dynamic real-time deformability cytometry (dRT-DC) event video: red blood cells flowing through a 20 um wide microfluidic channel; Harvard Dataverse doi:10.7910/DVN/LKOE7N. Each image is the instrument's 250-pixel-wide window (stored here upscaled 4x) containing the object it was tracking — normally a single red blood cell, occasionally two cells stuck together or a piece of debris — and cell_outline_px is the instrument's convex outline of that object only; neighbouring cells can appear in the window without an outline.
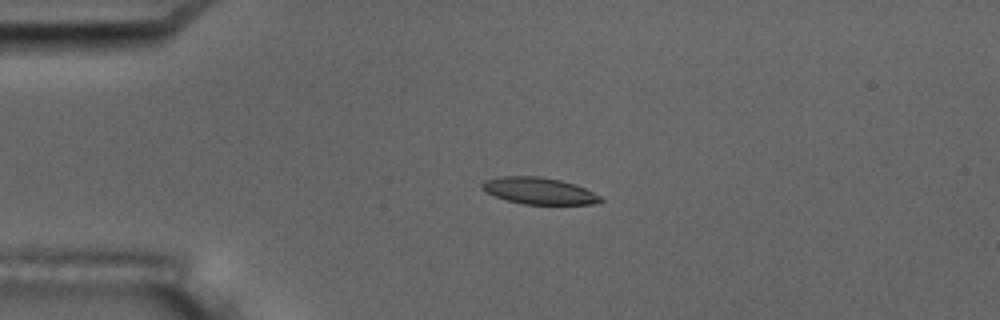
{"species": "common noctule bat (a hibernating species)", "species_latin": "Nyctalus noctula", "temperature_condition": "room temperature", "stored_images_in_passage": 4, "camera_frame_rate_fps": 3000, "um_per_image_px": 0.085, "animal": {"sex": "male", "body_mass_g": 17.5, "forearm_length_mm": 52.3}, "frame": {"image": 1, "passage_image": 3, "time_ms": 2.333, "image_size_px": [1000, 320], "cell_outline_px": [[604, 200], [592, 204], [524, 204], [508, 200], [484, 192], [480, 188], [480, 184], [484, 180], [500, 176], [540, 176], [560, 180], [584, 188], [600, 196]], "centroid_in_image_um": [45.75, 16.21], "position_along_channel_um": 39.3, "area_um2": 18.32}}